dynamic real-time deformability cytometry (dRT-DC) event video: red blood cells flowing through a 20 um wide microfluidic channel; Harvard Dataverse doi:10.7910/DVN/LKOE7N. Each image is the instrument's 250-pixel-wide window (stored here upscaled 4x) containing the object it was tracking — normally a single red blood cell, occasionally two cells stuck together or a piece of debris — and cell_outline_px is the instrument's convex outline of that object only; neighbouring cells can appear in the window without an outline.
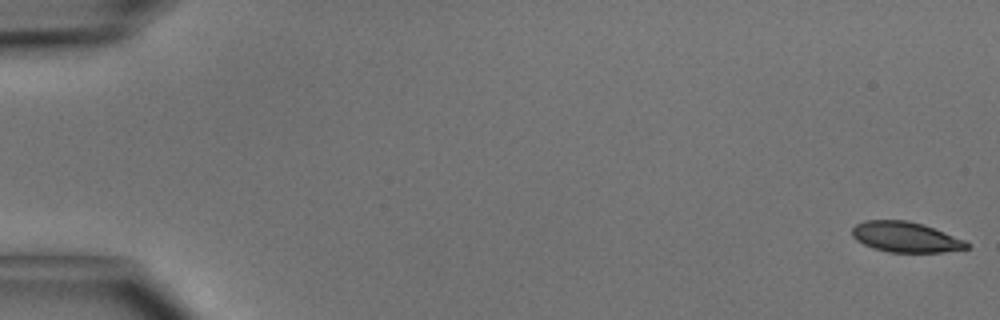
{"species": "common noctule bat (a hibernating species)", "species_latin": "Nyctalus noctula", "temperature_condition": "cold", "stored_images_in_passage": 19, "camera_frame_rate_fps": 3000, "um_per_image_px": 0.085, "animal": {"sex": "male", "body_mass_g": 15.6}, "frame": {"image": 1, "passage_image": 1, "time_ms": 0.0, "image_size_px": [1000, 320], "cell_outline_px": [[968, 248], [940, 252], [888, 252], [872, 248], [856, 240], [852, 236], [852, 228], [856, 224], [864, 220], [908, 220], [924, 224], [964, 240], [968, 244]], "centroid_in_image_um": [76.93, 20.14], "position_along_channel_um": 8.1, "area_um2": 20.23}}
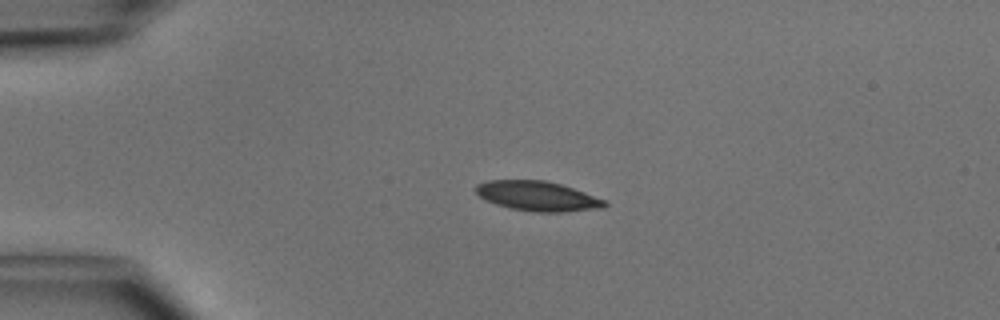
{"frame": {"image": 2, "passage_image": 12, "time_ms": 3.667, "image_size_px": [1000, 320], "cell_outline_px": [[608, 204], [604, 208], [564, 212], [536, 212], [512, 208], [496, 204], [480, 196], [476, 192], [476, 184], [488, 180], [544, 180], [560, 184], [584, 192], [604, 200]], "centroid_in_image_um": [45.71, 16.67], "position_along_channel_um": 39.3, "area_um2": 22.08}}